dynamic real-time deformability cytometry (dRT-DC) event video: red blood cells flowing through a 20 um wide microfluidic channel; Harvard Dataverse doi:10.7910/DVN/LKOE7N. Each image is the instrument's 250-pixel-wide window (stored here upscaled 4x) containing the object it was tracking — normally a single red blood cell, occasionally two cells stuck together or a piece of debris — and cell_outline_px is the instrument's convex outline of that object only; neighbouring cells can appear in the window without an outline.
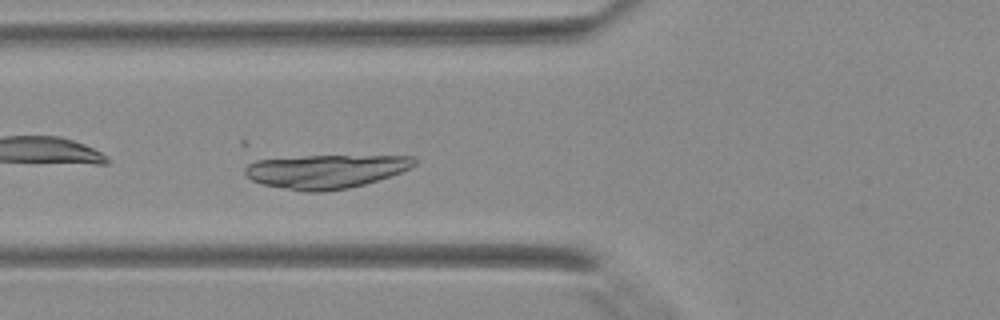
{"species": "Egyptian fruit bat (a non-hibernating species)", "species_latin": "Rousettus aegyptiacus", "temperature_condition": "warm", "stored_images_in_passage": 17, "camera_frame_rate_fps": 3000, "um_per_image_px": 0.085, "animal": {"sex": "female"}, "frame": {"image": 1, "passage_image": 5, "time_ms": 1.333, "image_size_px": [1000, 320], "cell_outline_px": [[416, 164], [400, 172], [364, 184], [348, 188], [324, 192], [304, 192], [260, 184], [244, 176], [244, 168], [248, 164], [256, 160], [304, 156], [416, 156]], "centroid_in_image_um": [27.62, 14.57], "position_along_channel_um": 98.2, "area_um2": 33.29}}
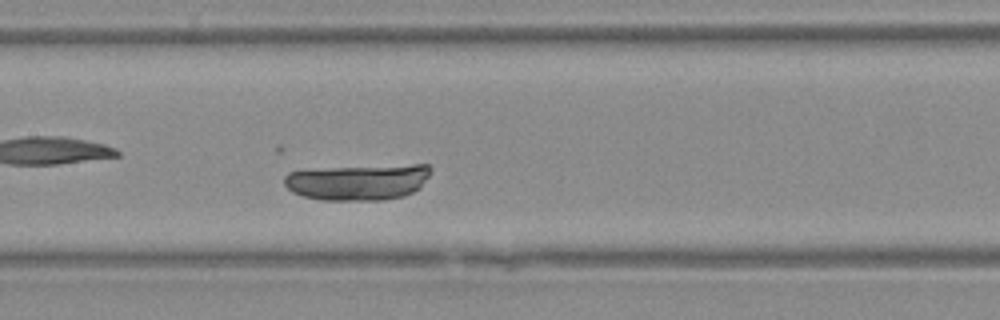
{"frame": {"image": 2, "passage_image": 10, "time_ms": 3.0, "image_size_px": [1000, 320], "cell_outline_px": [[432, 168], [428, 176], [420, 188], [404, 196], [384, 200], [320, 200], [304, 196], [292, 192], [284, 184], [284, 176], [288, 172], [336, 168], [412, 164], [428, 164]], "centroid_in_image_um": [30.47, 15.48], "position_along_channel_um": 176.9, "area_um2": 30.46}}
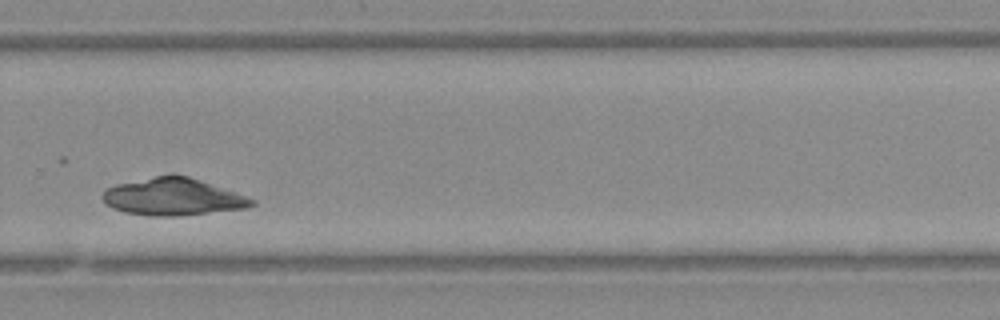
{"frame": {"image": 3, "passage_image": 17, "time_ms": 5.333, "image_size_px": [1000, 320], "cell_outline_px": [[256, 204], [248, 208], [176, 216], [148, 216], [124, 212], [112, 208], [104, 204], [100, 196], [108, 188], [116, 184], [172, 172], [188, 176], [248, 196], [256, 200]], "centroid_in_image_um": [14.69, 16.72], "position_along_channel_um": 315.1, "area_um2": 32.83}}